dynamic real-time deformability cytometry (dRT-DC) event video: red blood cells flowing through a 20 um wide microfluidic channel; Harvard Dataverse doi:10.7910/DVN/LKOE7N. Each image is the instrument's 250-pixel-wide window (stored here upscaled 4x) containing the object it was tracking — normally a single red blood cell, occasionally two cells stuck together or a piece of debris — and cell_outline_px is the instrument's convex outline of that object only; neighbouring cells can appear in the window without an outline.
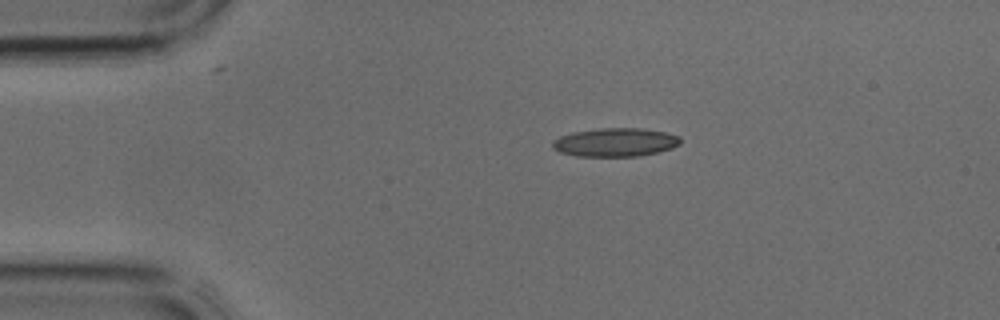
{"species": "common noctule bat (a hibernating species)", "species_latin": "Nyctalus noctula", "temperature_condition": "cold", "stored_images_in_passage": 33, "camera_frame_rate_fps": 3000, "um_per_image_px": 0.085, "animal": {"sex": "male", "body_mass_g": 17.9, "forearm_length_mm": 54.2}, "frame": {"image": 1, "passage_image": 1, "time_ms": 0.0, "image_size_px": [1000, 320], "cell_outline_px": [[680, 144], [672, 148], [640, 156], [576, 156], [560, 152], [552, 148], [552, 140], [560, 136], [572, 132], [596, 128], [644, 128], [664, 132], [680, 136]], "centroid_in_image_um": [52.27, 12.09], "position_along_channel_um": 32.7, "area_um2": 21.39}}
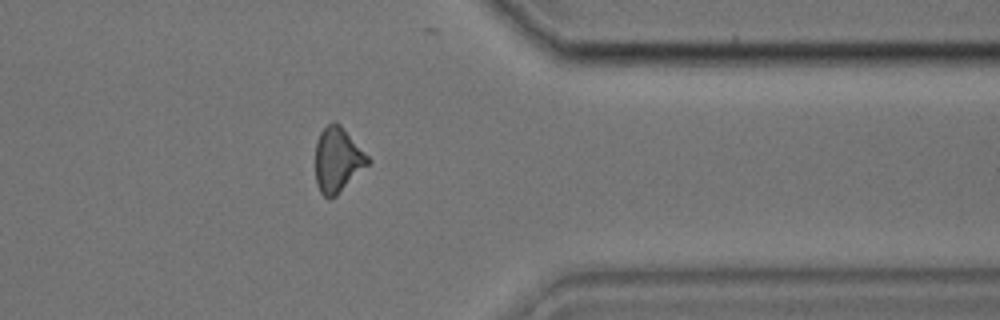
{"frame": {"image": 2, "passage_image": 25, "time_ms": 8.0, "image_size_px": [1000, 320], "cell_outline_px": [[372, 160], [336, 196], [328, 200], [320, 192], [316, 184], [316, 140], [320, 132], [328, 124], [340, 124]], "centroid_in_image_um": [28.68, 13.61], "position_along_channel_um": 382.7, "area_um2": 19.59}}
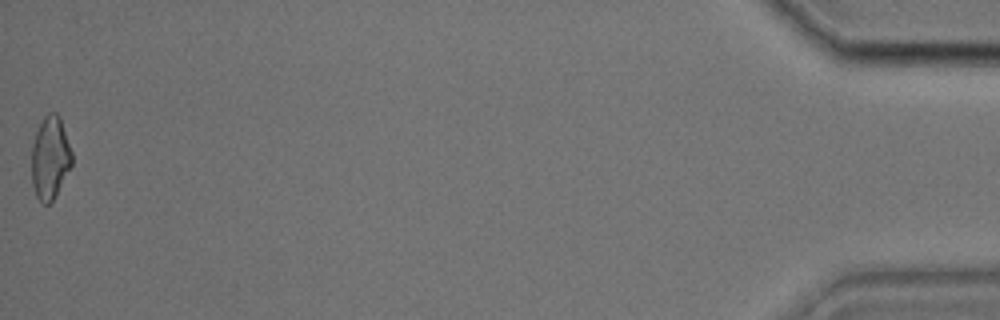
{"frame": {"image": 3, "passage_image": 33, "time_ms": 10.667, "image_size_px": [1000, 320], "cell_outline_px": [[72, 164], [52, 200], [48, 204], [44, 204], [36, 196], [32, 184], [32, 144], [36, 132], [44, 116], [48, 112], [56, 112], [60, 116], [72, 152]], "centroid_in_image_um": [4.26, 13.37], "position_along_channel_um": 430.9, "area_um2": 19.25}}